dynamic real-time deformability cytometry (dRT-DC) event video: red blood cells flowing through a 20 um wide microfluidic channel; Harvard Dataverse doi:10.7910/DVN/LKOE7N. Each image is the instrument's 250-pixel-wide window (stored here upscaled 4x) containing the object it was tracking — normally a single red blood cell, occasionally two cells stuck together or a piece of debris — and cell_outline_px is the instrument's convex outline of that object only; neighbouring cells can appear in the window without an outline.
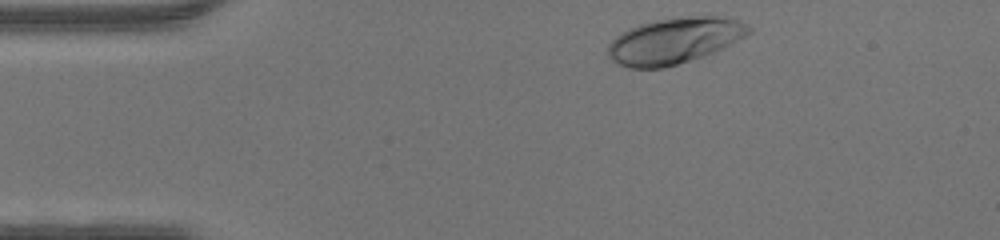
{"species": "human", "species_latin": "Homo sapiens", "temperature_condition": "warm", "stored_images_in_passage": 33, "camera_frame_rate_fps": 3000, "um_per_image_px": 0.085, "donor": {"sex": "male"}, "frame": {"image": 1, "passage_image": 1, "time_ms": 0.0, "image_size_px": [1000, 240], "cell_outline_px": [[752, 32], [704, 56], [664, 68], [628, 68], [616, 64], [608, 56], [608, 44], [620, 32], [628, 28], [652, 20], [692, 16], [724, 16], [736, 20], [752, 28]], "centroid_in_image_um": [57.26, 3.46], "position_along_channel_um": 27.7, "area_um2": 37.63}}
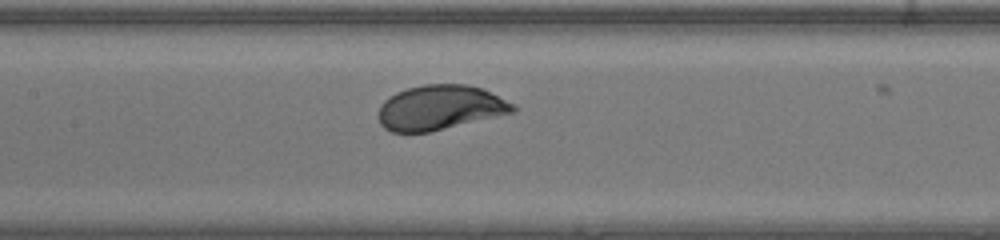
{"frame": {"image": 2, "passage_image": 15, "time_ms": 4.667, "image_size_px": [1000, 240], "cell_outline_px": [[516, 112], [428, 132], [392, 132], [384, 128], [380, 124], [380, 104], [384, 100], [396, 92], [408, 88], [424, 84], [468, 84], [484, 88], [512, 104], [516, 108]], "centroid_in_image_um": [37.4, 9.13], "position_along_channel_um": 170.0, "area_um2": 34.91}}
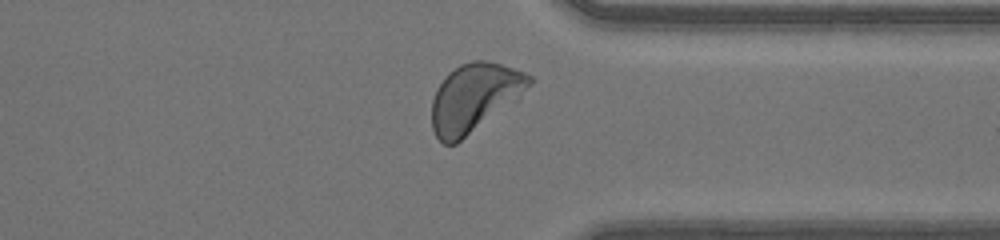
{"frame": {"image": 3, "passage_image": 29, "time_ms": 9.333, "image_size_px": [1000, 240], "cell_outline_px": [[532, 84], [456, 144], [444, 144], [436, 136], [432, 128], [432, 100], [436, 88], [448, 72], [460, 64], [472, 60], [484, 60], [500, 64], [524, 72], [532, 76]], "centroid_in_image_um": [40.24, 8.26], "position_along_channel_um": 371.2, "area_um2": 37.63}}